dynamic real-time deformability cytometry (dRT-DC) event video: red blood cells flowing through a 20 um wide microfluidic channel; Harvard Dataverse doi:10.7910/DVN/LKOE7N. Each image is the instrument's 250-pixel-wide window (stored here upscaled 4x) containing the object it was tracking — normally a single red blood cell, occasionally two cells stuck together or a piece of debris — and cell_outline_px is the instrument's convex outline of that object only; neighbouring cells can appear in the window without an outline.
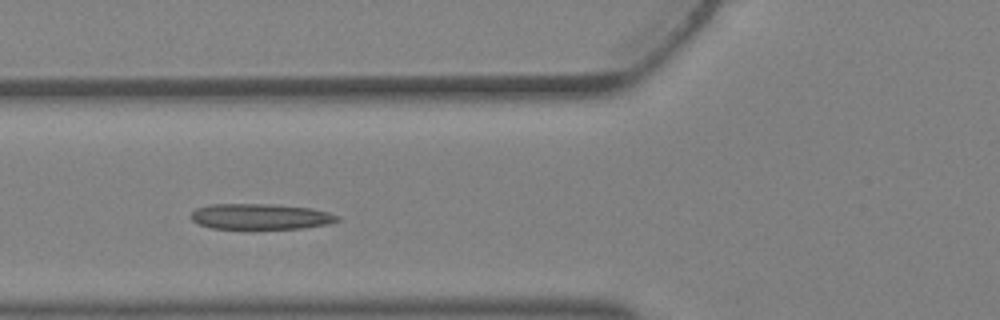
{"species": "Egyptian fruit bat (a non-hibernating species)", "species_latin": "Rousettus aegyptiacus", "temperature_condition": "warm", "stored_images_in_passage": 4, "camera_frame_rate_fps": 3000, "um_per_image_px": 0.085, "animal": {"sex": "female"}, "frame": {"image": 1, "passage_image": 4, "time_ms": 1.0, "image_size_px": [1000, 320], "cell_outline_px": [[340, 220], [328, 224], [304, 228], [212, 228], [200, 224], [192, 220], [188, 216], [196, 208], [212, 204], [276, 204], [312, 208], [328, 212], [340, 216]], "centroid_in_image_um": [22.16, 18.39], "position_along_channel_um": 103.6, "area_um2": 21.91}}